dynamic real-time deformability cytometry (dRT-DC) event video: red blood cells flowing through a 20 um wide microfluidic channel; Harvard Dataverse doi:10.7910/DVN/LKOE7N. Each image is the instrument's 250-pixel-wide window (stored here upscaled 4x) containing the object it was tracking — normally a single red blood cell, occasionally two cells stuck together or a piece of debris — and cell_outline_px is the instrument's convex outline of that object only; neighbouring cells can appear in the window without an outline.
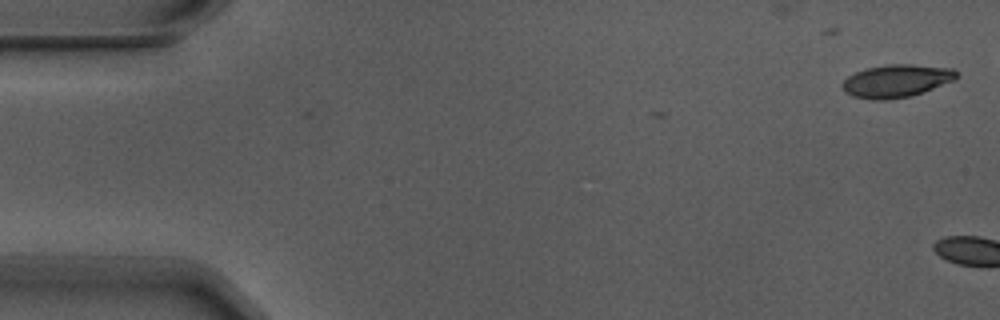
{"species": "Egyptian fruit bat (a non-hibernating species)", "species_latin": "Rousettus aegyptiacus", "temperature_condition": "warm", "stored_images_in_passage": 4, "camera_frame_rate_fps": 3000, "um_per_image_px": 0.085, "animal": {"sex": "male"}, "frame": {"image": 1, "passage_image": 1, "time_ms": 0.0, "image_size_px": [1000, 320], "cell_outline_px": [[956, 76], [952, 80], [912, 96], [884, 100], [872, 100], [852, 96], [844, 92], [840, 84], [848, 76], [864, 68], [888, 64], [912, 64], [952, 68], [956, 72]], "centroid_in_image_um": [76.11, 6.88], "position_along_channel_um": 8.9, "area_um2": 21.73}}